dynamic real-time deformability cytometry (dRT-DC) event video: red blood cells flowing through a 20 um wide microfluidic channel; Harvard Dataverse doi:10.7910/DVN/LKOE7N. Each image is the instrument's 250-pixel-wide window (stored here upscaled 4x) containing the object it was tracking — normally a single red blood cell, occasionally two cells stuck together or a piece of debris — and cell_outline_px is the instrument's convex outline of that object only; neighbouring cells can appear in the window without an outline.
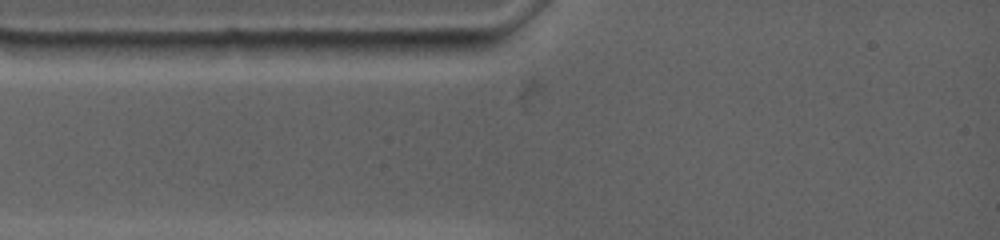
{"species": "common noctule bat (a hibernating species)", "species_latin": "Nyctalus noctula", "temperature_condition": "warm", "stored_images_in_passage": 3, "camera_frame_rate_fps": 4500, "um_per_image_px": 0.085, "animal": {"sex": "female", "body_mass_g": 19.0, "forearm_length_mm": 53.3}, "frame": {"image": 1, "passage_image": 1, "time_ms": 0.0, "image_size_px": [1000, 240], "cell_outline_px": [[496, 44], [488, 48], [416, 56], [372, 52], [364, 44], [368, 40], [476, 40]], "centroid_in_image_um": [36.07, 3.95], "position_along_channel_um": 48.9, "area_um2": 11.16}}